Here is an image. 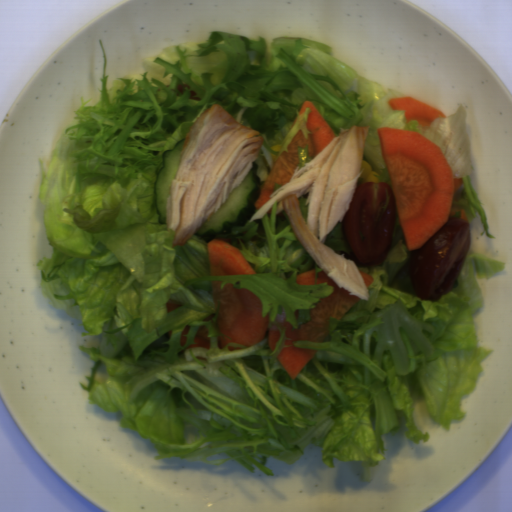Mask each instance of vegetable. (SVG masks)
Masks as SVG:
<instances>
[{
    "instance_id": "4",
    "label": "vegetable",
    "mask_w": 512,
    "mask_h": 512,
    "mask_svg": "<svg viewBox=\"0 0 512 512\" xmlns=\"http://www.w3.org/2000/svg\"><path fill=\"white\" fill-rule=\"evenodd\" d=\"M281 187H283V185H282V184H279V183H278V184H275V187H274V191H273V193H274L276 190H278L279 188H281Z\"/></svg>"
},
{
    "instance_id": "1",
    "label": "vegetable",
    "mask_w": 512,
    "mask_h": 512,
    "mask_svg": "<svg viewBox=\"0 0 512 512\" xmlns=\"http://www.w3.org/2000/svg\"><path fill=\"white\" fill-rule=\"evenodd\" d=\"M100 100L79 97L73 125L58 139L48 166L40 158L43 227L51 247L42 256L40 293L54 309L83 326L82 336H100L99 347L79 346L93 361L85 376L88 404L121 413V428L135 431L157 450L154 460L178 458L208 465L229 460L267 476L269 458L292 465L309 445L321 450L326 467L359 462V476L372 482L384 461L385 434L414 445L428 443L413 420L417 398L436 425L450 431L462 420V397L474 390L481 362L494 350L478 346L474 315L483 305L478 279L504 270L505 262L467 254L449 294L420 300L409 264L399 213L387 258L367 266L353 253L344 216L324 244L372 277L368 299L340 319L330 317L322 341L295 340L315 350L293 379L278 360L286 328L311 322L310 311L335 288L317 284L324 271L293 231L282 201L230 233L213 239L239 249L256 272L211 276L207 243L195 234L173 248L174 231L159 223L155 184L163 154L186 138L213 105L263 138L256 174L260 191L273 166L299 129L304 138L311 102L336 136L342 128L368 126L362 161L393 192L378 128L415 131L435 144L453 179L462 178L451 209H463L470 223L486 211L476 193L467 134L466 108L430 127L406 122L392 98L410 97L360 76L336 59L333 47L295 36L265 39L211 31L206 40L174 44L143 60V71L117 77L109 88L102 38ZM183 87V94L176 88ZM201 101H191L190 91ZM394 194V192H393ZM316 285L299 286L310 269ZM252 290L270 313L264 340L251 347L217 348L218 308L212 281ZM184 306L167 313L166 302ZM211 346L195 344L199 326ZM281 338L268 345L271 325ZM187 343L179 339L185 326ZM227 337V336H225ZM241 347L229 352L227 346ZM187 348V349H186Z\"/></svg>"
},
{
    "instance_id": "3",
    "label": "vegetable",
    "mask_w": 512,
    "mask_h": 512,
    "mask_svg": "<svg viewBox=\"0 0 512 512\" xmlns=\"http://www.w3.org/2000/svg\"><path fill=\"white\" fill-rule=\"evenodd\" d=\"M298 201H299V205H300V209H301V213H302V217L305 221V223L307 224V219H308V209H309V204L307 202V197L305 196H300L299 198H297Z\"/></svg>"
},
{
    "instance_id": "2",
    "label": "vegetable",
    "mask_w": 512,
    "mask_h": 512,
    "mask_svg": "<svg viewBox=\"0 0 512 512\" xmlns=\"http://www.w3.org/2000/svg\"><path fill=\"white\" fill-rule=\"evenodd\" d=\"M308 147H309V144L306 145L305 147L301 148V147H297V154H298V170L303 167L306 163H308L310 160L313 159V157H310L308 155Z\"/></svg>"
}]
</instances>
